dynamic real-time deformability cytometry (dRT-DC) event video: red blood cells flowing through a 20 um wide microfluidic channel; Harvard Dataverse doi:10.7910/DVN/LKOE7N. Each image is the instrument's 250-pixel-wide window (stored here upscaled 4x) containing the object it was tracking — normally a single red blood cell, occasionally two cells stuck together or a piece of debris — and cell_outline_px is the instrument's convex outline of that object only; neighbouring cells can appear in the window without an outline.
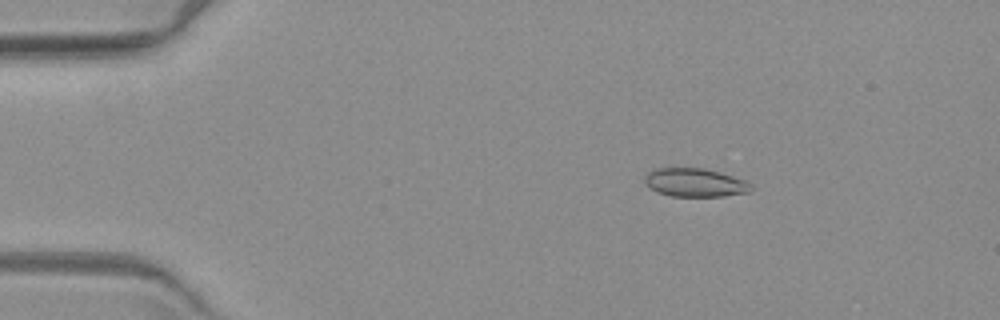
{"species": "common noctule bat (a hibernating species)", "species_latin": "Nyctalus noctula", "temperature_condition": "warm", "stored_images_in_passage": 5, "camera_frame_rate_fps": 3000, "um_per_image_px": 0.085, "animal": {"sex": "female", "body_mass_g": 19.3, "forearm_length_mm": 54.1}, "frame": {"image": 1, "passage_image": 3, "time_ms": 2.333, "image_size_px": [1000, 320], "cell_outline_px": [[752, 188], [748, 192], [724, 196], [672, 196], [660, 192], [644, 184], [644, 176], [648, 172], [656, 168], [704, 168], [720, 172], [744, 180], [752, 184]], "centroid_in_image_um": [59.07, 15.51], "position_along_channel_um": 25.9, "area_um2": 17.51}}